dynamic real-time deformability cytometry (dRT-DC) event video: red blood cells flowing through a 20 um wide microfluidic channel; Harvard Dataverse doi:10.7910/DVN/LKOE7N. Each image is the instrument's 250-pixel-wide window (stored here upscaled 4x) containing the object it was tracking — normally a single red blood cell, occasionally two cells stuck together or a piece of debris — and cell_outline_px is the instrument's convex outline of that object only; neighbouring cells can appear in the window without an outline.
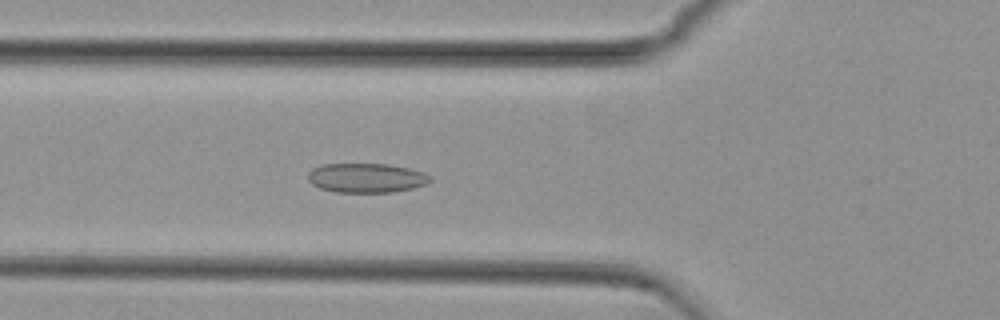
{"species": "common noctule bat (a hibernating species)", "species_latin": "Nyctalus noctula", "temperature_condition": "cold", "stored_images_in_passage": 38, "camera_frame_rate_fps": 3000, "um_per_image_px": 0.085, "animal": {"sex": "female", "body_mass_g": 29.2, "forearm_length_mm": 56.3}, "frame": {"image": 1, "passage_image": 20, "time_ms": 6.333, "image_size_px": [1000, 320], "cell_outline_px": [[432, 180], [428, 184], [412, 188], [392, 192], [336, 192], [320, 188], [312, 184], [308, 180], [308, 172], [312, 168], [324, 164], [388, 164], [408, 168], [424, 172], [432, 176]], "centroid_in_image_um": [31.16, 15.12], "position_along_channel_um": 94.6, "area_um2": 21.04}}
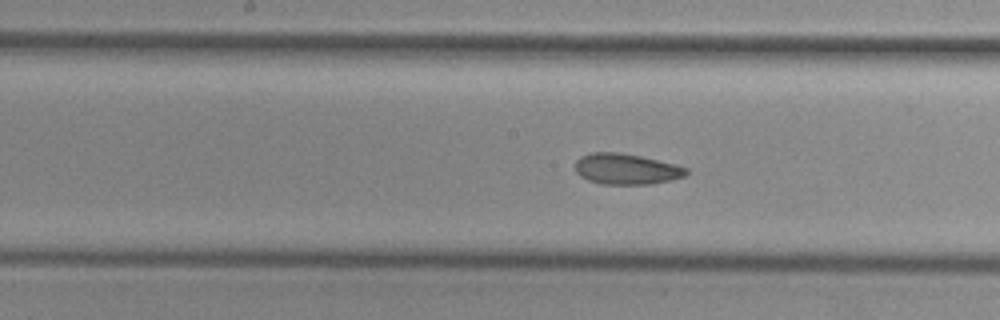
{"frame": {"image": 2, "passage_image": 28, "time_ms": 9.0, "image_size_px": [1000, 320], "cell_outline_px": [[688, 172], [684, 176], [672, 180], [648, 184], [600, 184], [588, 180], [580, 176], [576, 172], [576, 160], [580, 156], [592, 152], [620, 152], [640, 156], [676, 164], [688, 168]], "centroid_in_image_um": [53.23, 14.36], "position_along_channel_um": 195.0, "area_um2": 20.0}}
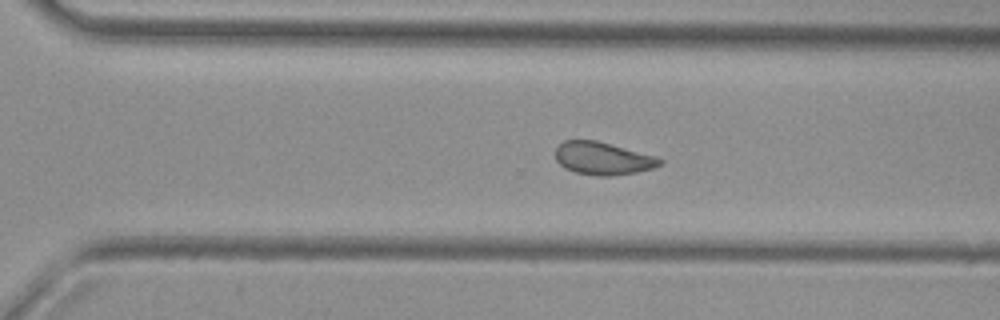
{"frame": {"image": 3, "passage_image": 38, "time_ms": 12.333, "image_size_px": [1000, 320], "cell_outline_px": [[664, 160], [660, 164], [652, 168], [636, 172], [612, 176], [596, 176], [576, 172], [564, 168], [556, 160], [556, 144], [564, 140], [596, 140], [656, 156]], "centroid_in_image_um": [51.21, 13.46], "position_along_channel_um": 319.4, "area_um2": 19.94}}